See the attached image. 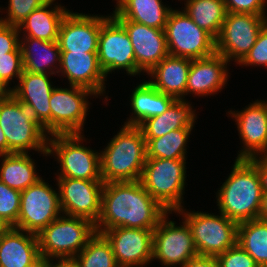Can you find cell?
Returning <instances> with one entry per match:
<instances>
[{
	"mask_svg": "<svg viewBox=\"0 0 267 267\" xmlns=\"http://www.w3.org/2000/svg\"><path fill=\"white\" fill-rule=\"evenodd\" d=\"M168 211L143 187L140 180L104 183L96 233L116 227L155 229Z\"/></svg>",
	"mask_w": 267,
	"mask_h": 267,
	"instance_id": "cell-1",
	"label": "cell"
},
{
	"mask_svg": "<svg viewBox=\"0 0 267 267\" xmlns=\"http://www.w3.org/2000/svg\"><path fill=\"white\" fill-rule=\"evenodd\" d=\"M262 193L258 160L235 159L230 174L216 194L218 212L237 223L258 219Z\"/></svg>",
	"mask_w": 267,
	"mask_h": 267,
	"instance_id": "cell-2",
	"label": "cell"
},
{
	"mask_svg": "<svg viewBox=\"0 0 267 267\" xmlns=\"http://www.w3.org/2000/svg\"><path fill=\"white\" fill-rule=\"evenodd\" d=\"M100 151L103 183L138 181L146 162V141L138 126L122 125Z\"/></svg>",
	"mask_w": 267,
	"mask_h": 267,
	"instance_id": "cell-3",
	"label": "cell"
},
{
	"mask_svg": "<svg viewBox=\"0 0 267 267\" xmlns=\"http://www.w3.org/2000/svg\"><path fill=\"white\" fill-rule=\"evenodd\" d=\"M0 126L6 137L7 154L35 150L48 156V134L12 94L0 100Z\"/></svg>",
	"mask_w": 267,
	"mask_h": 267,
	"instance_id": "cell-4",
	"label": "cell"
},
{
	"mask_svg": "<svg viewBox=\"0 0 267 267\" xmlns=\"http://www.w3.org/2000/svg\"><path fill=\"white\" fill-rule=\"evenodd\" d=\"M96 234L95 224L83 217L62 214L38 236L41 258H75Z\"/></svg>",
	"mask_w": 267,
	"mask_h": 267,
	"instance_id": "cell-5",
	"label": "cell"
},
{
	"mask_svg": "<svg viewBox=\"0 0 267 267\" xmlns=\"http://www.w3.org/2000/svg\"><path fill=\"white\" fill-rule=\"evenodd\" d=\"M82 134H53L48 137V156L52 155L60 164L56 177L102 181L100 152L84 146L86 138Z\"/></svg>",
	"mask_w": 267,
	"mask_h": 267,
	"instance_id": "cell-6",
	"label": "cell"
},
{
	"mask_svg": "<svg viewBox=\"0 0 267 267\" xmlns=\"http://www.w3.org/2000/svg\"><path fill=\"white\" fill-rule=\"evenodd\" d=\"M187 159H146L141 183L168 212L183 208Z\"/></svg>",
	"mask_w": 267,
	"mask_h": 267,
	"instance_id": "cell-7",
	"label": "cell"
},
{
	"mask_svg": "<svg viewBox=\"0 0 267 267\" xmlns=\"http://www.w3.org/2000/svg\"><path fill=\"white\" fill-rule=\"evenodd\" d=\"M187 222L198 255L216 257L237 243L238 223L219 215L203 211H186L183 207L176 212Z\"/></svg>",
	"mask_w": 267,
	"mask_h": 267,
	"instance_id": "cell-8",
	"label": "cell"
},
{
	"mask_svg": "<svg viewBox=\"0 0 267 267\" xmlns=\"http://www.w3.org/2000/svg\"><path fill=\"white\" fill-rule=\"evenodd\" d=\"M164 30L170 56L194 60L216 53V39L197 26L183 9L171 10Z\"/></svg>",
	"mask_w": 267,
	"mask_h": 267,
	"instance_id": "cell-9",
	"label": "cell"
},
{
	"mask_svg": "<svg viewBox=\"0 0 267 267\" xmlns=\"http://www.w3.org/2000/svg\"><path fill=\"white\" fill-rule=\"evenodd\" d=\"M98 62L105 76L125 70L130 76L142 73L136 67L134 49L125 28L111 15H101L98 39Z\"/></svg>",
	"mask_w": 267,
	"mask_h": 267,
	"instance_id": "cell-10",
	"label": "cell"
},
{
	"mask_svg": "<svg viewBox=\"0 0 267 267\" xmlns=\"http://www.w3.org/2000/svg\"><path fill=\"white\" fill-rule=\"evenodd\" d=\"M39 179L21 192L20 211L15 228L39 234L52 221L61 216L59 191Z\"/></svg>",
	"mask_w": 267,
	"mask_h": 267,
	"instance_id": "cell-11",
	"label": "cell"
},
{
	"mask_svg": "<svg viewBox=\"0 0 267 267\" xmlns=\"http://www.w3.org/2000/svg\"><path fill=\"white\" fill-rule=\"evenodd\" d=\"M172 213L167 212L153 230L152 261L158 260L165 267H182L198 252L187 222L182 218L177 226L168 217Z\"/></svg>",
	"mask_w": 267,
	"mask_h": 267,
	"instance_id": "cell-12",
	"label": "cell"
},
{
	"mask_svg": "<svg viewBox=\"0 0 267 267\" xmlns=\"http://www.w3.org/2000/svg\"><path fill=\"white\" fill-rule=\"evenodd\" d=\"M266 22V15L227 12L216 38V53L239 64L255 44Z\"/></svg>",
	"mask_w": 267,
	"mask_h": 267,
	"instance_id": "cell-13",
	"label": "cell"
},
{
	"mask_svg": "<svg viewBox=\"0 0 267 267\" xmlns=\"http://www.w3.org/2000/svg\"><path fill=\"white\" fill-rule=\"evenodd\" d=\"M88 96L98 98L94 92L83 87L54 86L50 96L51 135L82 133L90 106Z\"/></svg>",
	"mask_w": 267,
	"mask_h": 267,
	"instance_id": "cell-14",
	"label": "cell"
},
{
	"mask_svg": "<svg viewBox=\"0 0 267 267\" xmlns=\"http://www.w3.org/2000/svg\"><path fill=\"white\" fill-rule=\"evenodd\" d=\"M62 213L83 217L94 224L100 218L103 181L56 178Z\"/></svg>",
	"mask_w": 267,
	"mask_h": 267,
	"instance_id": "cell-15",
	"label": "cell"
},
{
	"mask_svg": "<svg viewBox=\"0 0 267 267\" xmlns=\"http://www.w3.org/2000/svg\"><path fill=\"white\" fill-rule=\"evenodd\" d=\"M240 111H228L234 118L243 144L236 159L256 158L267 154V100H255Z\"/></svg>",
	"mask_w": 267,
	"mask_h": 267,
	"instance_id": "cell-16",
	"label": "cell"
},
{
	"mask_svg": "<svg viewBox=\"0 0 267 267\" xmlns=\"http://www.w3.org/2000/svg\"><path fill=\"white\" fill-rule=\"evenodd\" d=\"M153 230L116 227L101 234L111 244L119 267H145L152 262Z\"/></svg>",
	"mask_w": 267,
	"mask_h": 267,
	"instance_id": "cell-17",
	"label": "cell"
},
{
	"mask_svg": "<svg viewBox=\"0 0 267 267\" xmlns=\"http://www.w3.org/2000/svg\"><path fill=\"white\" fill-rule=\"evenodd\" d=\"M50 75L23 70L18 84L11 88V94L29 110L49 136L51 135L50 96L54 89Z\"/></svg>",
	"mask_w": 267,
	"mask_h": 267,
	"instance_id": "cell-18",
	"label": "cell"
},
{
	"mask_svg": "<svg viewBox=\"0 0 267 267\" xmlns=\"http://www.w3.org/2000/svg\"><path fill=\"white\" fill-rule=\"evenodd\" d=\"M115 19L125 28L134 49L136 67L143 74H147L169 55L164 29L146 26L125 18Z\"/></svg>",
	"mask_w": 267,
	"mask_h": 267,
	"instance_id": "cell-19",
	"label": "cell"
},
{
	"mask_svg": "<svg viewBox=\"0 0 267 267\" xmlns=\"http://www.w3.org/2000/svg\"><path fill=\"white\" fill-rule=\"evenodd\" d=\"M101 15L69 11L60 25L58 44L61 52H97Z\"/></svg>",
	"mask_w": 267,
	"mask_h": 267,
	"instance_id": "cell-20",
	"label": "cell"
},
{
	"mask_svg": "<svg viewBox=\"0 0 267 267\" xmlns=\"http://www.w3.org/2000/svg\"><path fill=\"white\" fill-rule=\"evenodd\" d=\"M65 76L69 85L79 86L105 96L107 78L100 68L97 52H61L58 75Z\"/></svg>",
	"mask_w": 267,
	"mask_h": 267,
	"instance_id": "cell-21",
	"label": "cell"
},
{
	"mask_svg": "<svg viewBox=\"0 0 267 267\" xmlns=\"http://www.w3.org/2000/svg\"><path fill=\"white\" fill-rule=\"evenodd\" d=\"M229 61L218 53L209 57L194 59L188 73L186 96L203 97L217 94L226 86L229 79Z\"/></svg>",
	"mask_w": 267,
	"mask_h": 267,
	"instance_id": "cell-22",
	"label": "cell"
},
{
	"mask_svg": "<svg viewBox=\"0 0 267 267\" xmlns=\"http://www.w3.org/2000/svg\"><path fill=\"white\" fill-rule=\"evenodd\" d=\"M40 259L36 234L10 227L0 237V267H32Z\"/></svg>",
	"mask_w": 267,
	"mask_h": 267,
	"instance_id": "cell-23",
	"label": "cell"
},
{
	"mask_svg": "<svg viewBox=\"0 0 267 267\" xmlns=\"http://www.w3.org/2000/svg\"><path fill=\"white\" fill-rule=\"evenodd\" d=\"M191 61L168 55L146 74L151 78L147 81L158 91L176 100H185Z\"/></svg>",
	"mask_w": 267,
	"mask_h": 267,
	"instance_id": "cell-24",
	"label": "cell"
},
{
	"mask_svg": "<svg viewBox=\"0 0 267 267\" xmlns=\"http://www.w3.org/2000/svg\"><path fill=\"white\" fill-rule=\"evenodd\" d=\"M55 1L49 0L36 8L17 26L20 35H22L20 37H31L45 41L58 40L60 25L70 10L60 4L57 5Z\"/></svg>",
	"mask_w": 267,
	"mask_h": 267,
	"instance_id": "cell-25",
	"label": "cell"
},
{
	"mask_svg": "<svg viewBox=\"0 0 267 267\" xmlns=\"http://www.w3.org/2000/svg\"><path fill=\"white\" fill-rule=\"evenodd\" d=\"M191 105L188 100H175L161 115L144 120L138 126L144 139L162 137L180 128H194L197 114Z\"/></svg>",
	"mask_w": 267,
	"mask_h": 267,
	"instance_id": "cell-26",
	"label": "cell"
},
{
	"mask_svg": "<svg viewBox=\"0 0 267 267\" xmlns=\"http://www.w3.org/2000/svg\"><path fill=\"white\" fill-rule=\"evenodd\" d=\"M20 48L24 71L58 76L61 51L57 41L20 37Z\"/></svg>",
	"mask_w": 267,
	"mask_h": 267,
	"instance_id": "cell-27",
	"label": "cell"
},
{
	"mask_svg": "<svg viewBox=\"0 0 267 267\" xmlns=\"http://www.w3.org/2000/svg\"><path fill=\"white\" fill-rule=\"evenodd\" d=\"M132 115L123 125L139 126L144 120L161 115L176 100L155 89L148 81L137 85L130 95Z\"/></svg>",
	"mask_w": 267,
	"mask_h": 267,
	"instance_id": "cell-28",
	"label": "cell"
},
{
	"mask_svg": "<svg viewBox=\"0 0 267 267\" xmlns=\"http://www.w3.org/2000/svg\"><path fill=\"white\" fill-rule=\"evenodd\" d=\"M114 18H125L146 26L165 29L172 7L162 0H115ZM163 3V4H162Z\"/></svg>",
	"mask_w": 267,
	"mask_h": 267,
	"instance_id": "cell-29",
	"label": "cell"
},
{
	"mask_svg": "<svg viewBox=\"0 0 267 267\" xmlns=\"http://www.w3.org/2000/svg\"><path fill=\"white\" fill-rule=\"evenodd\" d=\"M0 157V181L14 190L22 192L42 178L36 173V163L28 153H10Z\"/></svg>",
	"mask_w": 267,
	"mask_h": 267,
	"instance_id": "cell-30",
	"label": "cell"
},
{
	"mask_svg": "<svg viewBox=\"0 0 267 267\" xmlns=\"http://www.w3.org/2000/svg\"><path fill=\"white\" fill-rule=\"evenodd\" d=\"M184 12L200 28L206 30L215 39L220 34L227 15L223 0H184Z\"/></svg>",
	"mask_w": 267,
	"mask_h": 267,
	"instance_id": "cell-31",
	"label": "cell"
},
{
	"mask_svg": "<svg viewBox=\"0 0 267 267\" xmlns=\"http://www.w3.org/2000/svg\"><path fill=\"white\" fill-rule=\"evenodd\" d=\"M237 243L259 267H267V221L254 219L238 223Z\"/></svg>",
	"mask_w": 267,
	"mask_h": 267,
	"instance_id": "cell-32",
	"label": "cell"
},
{
	"mask_svg": "<svg viewBox=\"0 0 267 267\" xmlns=\"http://www.w3.org/2000/svg\"><path fill=\"white\" fill-rule=\"evenodd\" d=\"M193 128H180L168 134L145 139L146 159H187V142Z\"/></svg>",
	"mask_w": 267,
	"mask_h": 267,
	"instance_id": "cell-33",
	"label": "cell"
},
{
	"mask_svg": "<svg viewBox=\"0 0 267 267\" xmlns=\"http://www.w3.org/2000/svg\"><path fill=\"white\" fill-rule=\"evenodd\" d=\"M81 267H119L111 244L100 233H96L75 257Z\"/></svg>",
	"mask_w": 267,
	"mask_h": 267,
	"instance_id": "cell-34",
	"label": "cell"
},
{
	"mask_svg": "<svg viewBox=\"0 0 267 267\" xmlns=\"http://www.w3.org/2000/svg\"><path fill=\"white\" fill-rule=\"evenodd\" d=\"M21 192L0 181V218L14 227L20 211Z\"/></svg>",
	"mask_w": 267,
	"mask_h": 267,
	"instance_id": "cell-35",
	"label": "cell"
},
{
	"mask_svg": "<svg viewBox=\"0 0 267 267\" xmlns=\"http://www.w3.org/2000/svg\"><path fill=\"white\" fill-rule=\"evenodd\" d=\"M47 1L49 0H9L8 7L4 9L7 13L6 17L0 16L1 22L7 25L18 26L36 8H39Z\"/></svg>",
	"mask_w": 267,
	"mask_h": 267,
	"instance_id": "cell-36",
	"label": "cell"
},
{
	"mask_svg": "<svg viewBox=\"0 0 267 267\" xmlns=\"http://www.w3.org/2000/svg\"><path fill=\"white\" fill-rule=\"evenodd\" d=\"M23 70L20 46L14 52H8L0 56V80L8 87L14 78L20 79Z\"/></svg>",
	"mask_w": 267,
	"mask_h": 267,
	"instance_id": "cell-37",
	"label": "cell"
},
{
	"mask_svg": "<svg viewBox=\"0 0 267 267\" xmlns=\"http://www.w3.org/2000/svg\"><path fill=\"white\" fill-rule=\"evenodd\" d=\"M216 260L219 267H259L238 243L216 256Z\"/></svg>",
	"mask_w": 267,
	"mask_h": 267,
	"instance_id": "cell-38",
	"label": "cell"
},
{
	"mask_svg": "<svg viewBox=\"0 0 267 267\" xmlns=\"http://www.w3.org/2000/svg\"><path fill=\"white\" fill-rule=\"evenodd\" d=\"M263 66L267 68V22L259 32L255 44L239 63V66Z\"/></svg>",
	"mask_w": 267,
	"mask_h": 267,
	"instance_id": "cell-39",
	"label": "cell"
},
{
	"mask_svg": "<svg viewBox=\"0 0 267 267\" xmlns=\"http://www.w3.org/2000/svg\"><path fill=\"white\" fill-rule=\"evenodd\" d=\"M230 13L266 15L267 0H223Z\"/></svg>",
	"mask_w": 267,
	"mask_h": 267,
	"instance_id": "cell-40",
	"label": "cell"
},
{
	"mask_svg": "<svg viewBox=\"0 0 267 267\" xmlns=\"http://www.w3.org/2000/svg\"><path fill=\"white\" fill-rule=\"evenodd\" d=\"M20 46V33L17 26L0 22V56L14 52Z\"/></svg>",
	"mask_w": 267,
	"mask_h": 267,
	"instance_id": "cell-41",
	"label": "cell"
},
{
	"mask_svg": "<svg viewBox=\"0 0 267 267\" xmlns=\"http://www.w3.org/2000/svg\"><path fill=\"white\" fill-rule=\"evenodd\" d=\"M182 267H219L216 257L213 256H201L191 258Z\"/></svg>",
	"mask_w": 267,
	"mask_h": 267,
	"instance_id": "cell-42",
	"label": "cell"
},
{
	"mask_svg": "<svg viewBox=\"0 0 267 267\" xmlns=\"http://www.w3.org/2000/svg\"><path fill=\"white\" fill-rule=\"evenodd\" d=\"M258 160V177L263 192L267 191V154L256 157Z\"/></svg>",
	"mask_w": 267,
	"mask_h": 267,
	"instance_id": "cell-43",
	"label": "cell"
},
{
	"mask_svg": "<svg viewBox=\"0 0 267 267\" xmlns=\"http://www.w3.org/2000/svg\"><path fill=\"white\" fill-rule=\"evenodd\" d=\"M50 267H81V266L75 258H55V259H50Z\"/></svg>",
	"mask_w": 267,
	"mask_h": 267,
	"instance_id": "cell-44",
	"label": "cell"
},
{
	"mask_svg": "<svg viewBox=\"0 0 267 267\" xmlns=\"http://www.w3.org/2000/svg\"><path fill=\"white\" fill-rule=\"evenodd\" d=\"M258 219L267 221V191L262 193V203Z\"/></svg>",
	"mask_w": 267,
	"mask_h": 267,
	"instance_id": "cell-45",
	"label": "cell"
},
{
	"mask_svg": "<svg viewBox=\"0 0 267 267\" xmlns=\"http://www.w3.org/2000/svg\"><path fill=\"white\" fill-rule=\"evenodd\" d=\"M11 95V87H8L0 80V100H4Z\"/></svg>",
	"mask_w": 267,
	"mask_h": 267,
	"instance_id": "cell-46",
	"label": "cell"
},
{
	"mask_svg": "<svg viewBox=\"0 0 267 267\" xmlns=\"http://www.w3.org/2000/svg\"><path fill=\"white\" fill-rule=\"evenodd\" d=\"M7 154V141L4 132L0 126V155Z\"/></svg>",
	"mask_w": 267,
	"mask_h": 267,
	"instance_id": "cell-47",
	"label": "cell"
},
{
	"mask_svg": "<svg viewBox=\"0 0 267 267\" xmlns=\"http://www.w3.org/2000/svg\"><path fill=\"white\" fill-rule=\"evenodd\" d=\"M32 267H50V260L49 259L41 258Z\"/></svg>",
	"mask_w": 267,
	"mask_h": 267,
	"instance_id": "cell-48",
	"label": "cell"
},
{
	"mask_svg": "<svg viewBox=\"0 0 267 267\" xmlns=\"http://www.w3.org/2000/svg\"><path fill=\"white\" fill-rule=\"evenodd\" d=\"M10 228V226L0 218V237Z\"/></svg>",
	"mask_w": 267,
	"mask_h": 267,
	"instance_id": "cell-49",
	"label": "cell"
}]
</instances>
